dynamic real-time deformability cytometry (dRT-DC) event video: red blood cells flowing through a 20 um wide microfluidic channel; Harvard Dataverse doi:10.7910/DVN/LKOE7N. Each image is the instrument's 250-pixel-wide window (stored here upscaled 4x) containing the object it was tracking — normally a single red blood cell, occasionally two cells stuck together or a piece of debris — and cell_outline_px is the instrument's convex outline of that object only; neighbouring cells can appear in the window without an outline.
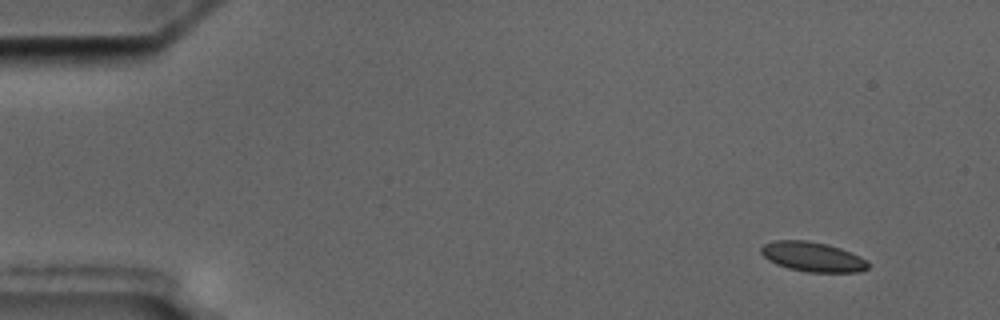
{"species": "common noctule bat (a hibernating species)", "species_latin": "Nyctalus noctula", "temperature_condition": "cold", "stored_images_in_passage": 6, "camera_frame_rate_fps": 3000, "um_per_image_px": 0.085, "animal": {"sex": "male", "body_mass_g": 17.5, "forearm_length_mm": 52.3}, "frame": {"image": 1, "passage_image": 1, "time_ms": 0.0, "image_size_px": [1000, 320], "cell_outline_px": [[868, 268], [860, 272], [808, 272], [788, 268], [776, 264], [768, 260], [760, 252], [760, 248], [764, 244], [776, 240], [808, 240], [828, 244], [852, 252], [868, 260]], "centroid_in_image_um": [69.09, 21.82], "position_along_channel_um": 15.9, "area_um2": 18.67}}
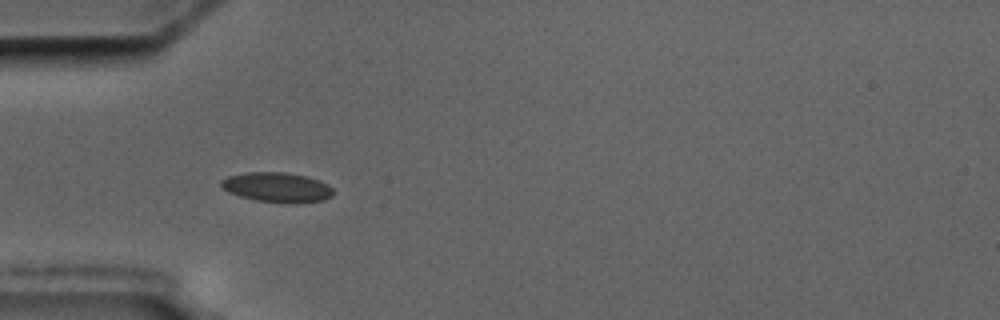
{"frame": {"image": 2, "passage_image": 4, "time_ms": 4.333, "image_size_px": [1000, 320], "cell_outline_px": [[332, 196], [324, 200], [296, 204], [256, 200], [240, 196], [228, 192], [220, 184], [220, 180], [228, 176], [248, 172], [284, 172], [304, 176], [320, 180], [328, 184], [332, 188]], "centroid_in_image_um": [23.56, 15.92], "position_along_channel_um": 61.4, "area_um2": 19.48}}
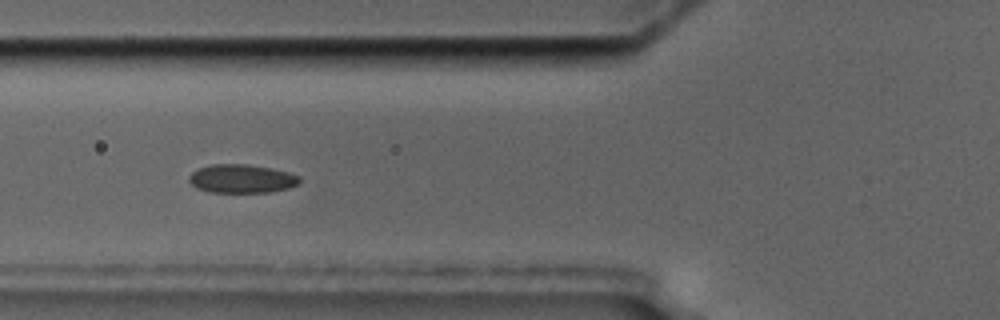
{"frame": {"image": 3, "passage_image": 5, "time_ms": 5.667, "image_size_px": [1000, 320], "cell_outline_px": [[300, 184], [288, 188], [268, 192], [208, 192], [196, 188], [188, 180], [188, 176], [192, 172], [200, 168], [212, 164], [248, 164], [272, 168], [288, 172], [300, 176]], "centroid_in_image_um": [20.55, 15.19], "position_along_channel_um": 105.3, "area_um2": 18.5}}